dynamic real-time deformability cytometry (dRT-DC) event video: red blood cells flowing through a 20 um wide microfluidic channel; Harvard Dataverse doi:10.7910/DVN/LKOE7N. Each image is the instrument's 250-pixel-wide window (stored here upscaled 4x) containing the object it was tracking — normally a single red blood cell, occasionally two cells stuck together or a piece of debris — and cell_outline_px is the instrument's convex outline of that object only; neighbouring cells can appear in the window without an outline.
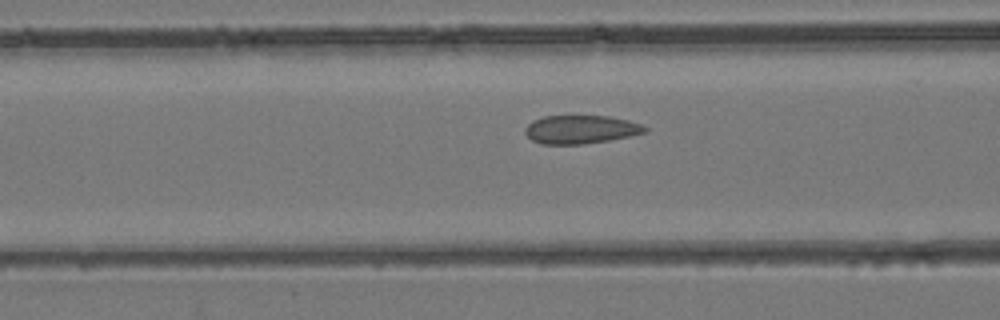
{"species": "common noctule bat (a hibernating species)", "species_latin": "Nyctalus noctula", "temperature_condition": "room temperature", "stored_images_in_passage": 36, "camera_frame_rate_fps": 3000, "um_per_image_px": 0.085, "animal": {"sex": "female", "body_mass_g": 24.6, "forearm_length_mm": 56.2}, "frame": {"image": 1, "passage_image": 12, "time_ms": 3.667, "image_size_px": [1000, 320], "cell_outline_px": [[648, 132], [608, 140], [580, 144], [540, 144], [532, 140], [524, 132], [524, 128], [532, 120], [544, 116], [608, 116], [628, 120], [640, 124], [648, 128]], "centroid_in_image_um": [49.34, 11.0], "position_along_channel_um": 117.3, "area_um2": 19.77}}
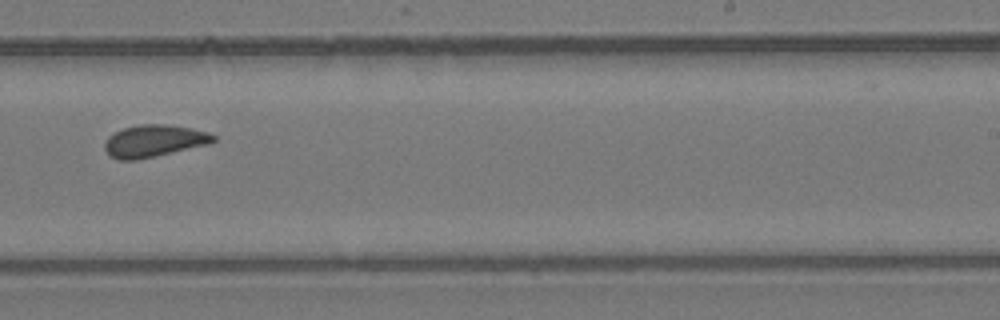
{"frame": {"image": 2, "passage_image": 22, "time_ms": 7.0, "image_size_px": [1000, 320], "cell_outline_px": [[216, 140], [208, 144], [136, 160], [120, 160], [112, 156], [104, 148], [104, 144], [108, 136], [124, 128], [140, 124], [168, 124], [192, 128], [208, 132], [216, 136]], "centroid_in_image_um": [13.1, 11.96], "position_along_channel_um": 275.9, "area_um2": 20.11}}
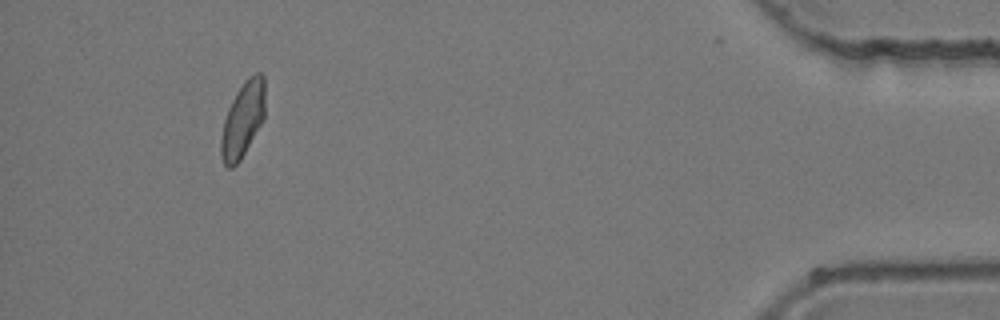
{"frame": {"image": 3, "passage_image": 35, "time_ms": 11.333, "image_size_px": [1000, 320], "cell_outline_px": [[264, 120], [240, 160], [232, 168], [228, 168], [224, 164], [220, 156], [220, 140], [224, 120], [228, 108], [236, 92], [244, 80], [248, 76], [256, 72], [260, 72], [264, 76]], "centroid_in_image_um": [20.63, 10.16], "position_along_channel_um": 414.6, "area_um2": 19.48}}